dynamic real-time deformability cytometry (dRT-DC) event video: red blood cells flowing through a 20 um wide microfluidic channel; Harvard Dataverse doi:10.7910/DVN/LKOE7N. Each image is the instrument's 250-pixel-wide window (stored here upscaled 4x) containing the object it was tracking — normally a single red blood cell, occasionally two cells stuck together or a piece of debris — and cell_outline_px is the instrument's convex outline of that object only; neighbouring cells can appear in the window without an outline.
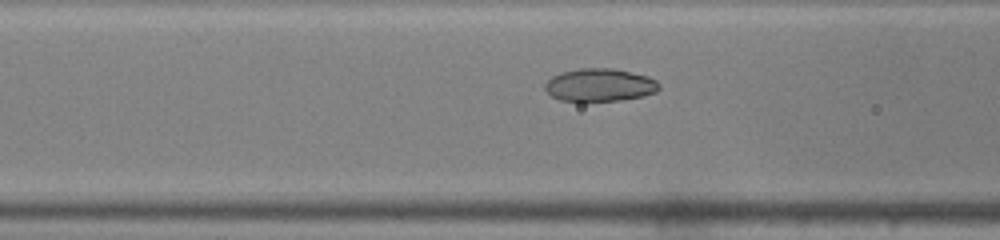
{"species": "common noctule bat (a hibernating species)", "species_latin": "Nyctalus noctula", "temperature_condition": "warm", "stored_images_in_passage": 42, "camera_frame_rate_fps": 3000, "um_per_image_px": 0.085, "animal": {"sex": "male", "body_mass_g": 19.0, "forearm_length_mm": 50.8}, "frame": {"image": 1, "passage_image": 13, "time_ms": 4.0, "image_size_px": [1000, 240], "cell_outline_px": [[660, 88], [656, 92], [644, 96], [624, 100], [584, 104], [580, 104], [560, 100], [552, 96], [544, 88], [544, 84], [552, 76], [560, 72], [576, 68], [612, 68], [648, 76], [656, 80], [660, 84]], "centroid_in_image_um": [50.95, 7.27], "position_along_channel_um": 115.6, "area_um2": 22.83}}
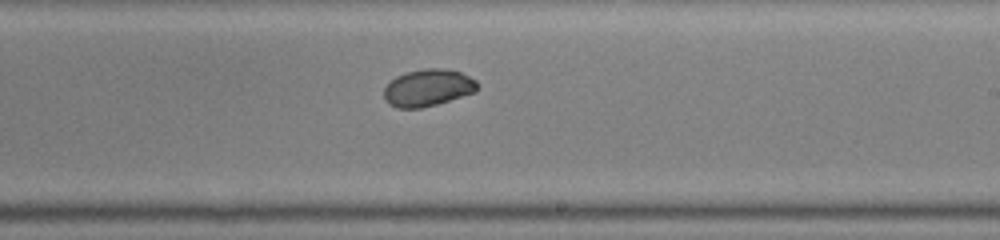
{"frame": {"image": 2, "passage_image": 23, "time_ms": 7.333, "image_size_px": [1000, 240], "cell_outline_px": [[476, 92], [436, 104], [420, 108], [396, 108], [388, 104], [384, 96], [384, 88], [396, 76], [404, 72], [424, 68], [444, 68], [460, 72], [476, 80]], "centroid_in_image_um": [36.35, 7.45], "position_along_channel_um": 252.7, "area_um2": 20.11}}
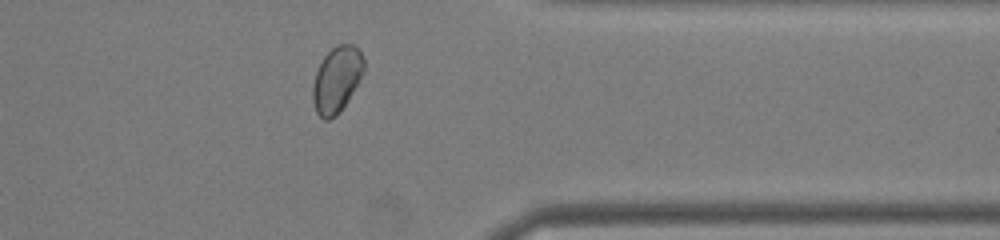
{"frame": {"image": 3, "passage_image": 33, "time_ms": 10.667, "image_size_px": [1000, 240], "cell_outline_px": [[364, 72], [348, 100], [340, 112], [336, 116], [328, 120], [324, 120], [316, 112], [312, 100], [312, 88], [316, 72], [324, 56], [336, 44], [352, 44], [360, 48], [364, 60]], "centroid_in_image_um": [28.63, 6.75], "position_along_channel_um": 382.8, "area_um2": 19.77}, "authors_computed_cell_mechanics": {"area_um2": 21.4438, "velocity_mm_per_s": 4.1258, "shape_relaxation_time_tau1_ms": 4.1178, "shape_relaxation_time_tau2_ms": null, "deformation_change_tau1": 0.1537, "deformation_change_tau2": null}}